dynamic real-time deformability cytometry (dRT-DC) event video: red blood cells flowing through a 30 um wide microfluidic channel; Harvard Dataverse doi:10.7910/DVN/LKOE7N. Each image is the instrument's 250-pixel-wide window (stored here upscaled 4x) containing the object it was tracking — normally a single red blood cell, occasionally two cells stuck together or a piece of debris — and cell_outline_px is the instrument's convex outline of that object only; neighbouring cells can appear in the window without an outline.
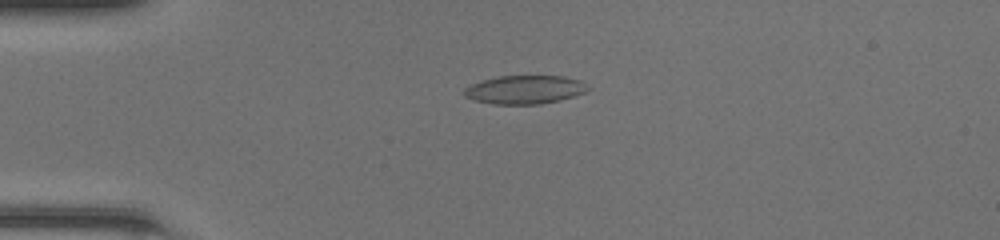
{"species": "common noctule bat (a hibernating species)", "species_latin": "Nyctalus noctula", "temperature_condition": "room temperature", "stored_images_in_passage": 43, "camera_frame_rate_fps": 3000, "um_per_image_px": 0.085, "animal": {"sex": "female", "body_mass_g": 20.0, "forearm_length_mm": 54.0}, "frame": {"image": 1, "passage_image": 7, "time_ms": 2.0, "image_size_px": [1000, 240], "cell_outline_px": [[588, 88], [584, 92], [560, 100], [540, 104], [492, 104], [472, 100], [464, 96], [464, 88], [472, 84], [484, 80], [500, 76], [564, 76], [580, 80]], "centroid_in_image_um": [44.56, 7.62], "position_along_channel_um": 40.4, "area_um2": 20.35}}
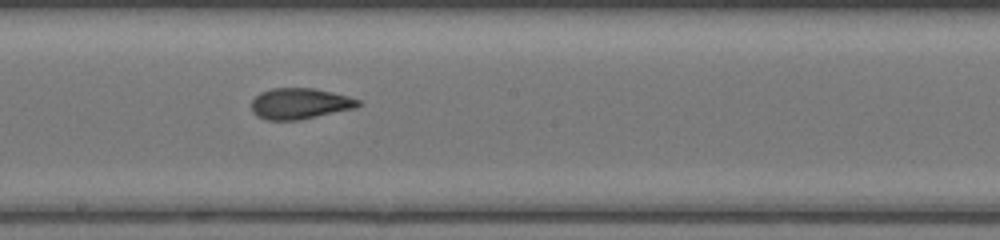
{"frame": {"image": 2, "passage_image": 22, "time_ms": 7.0, "image_size_px": [1000, 240], "cell_outline_px": [[364, 104], [356, 108], [300, 120], [264, 120], [256, 116], [252, 112], [252, 100], [260, 92], [272, 88], [316, 88], [348, 96], [360, 100]], "centroid_in_image_um": [25.5, 8.81], "position_along_channel_um": 222.7, "area_um2": 19.54}}
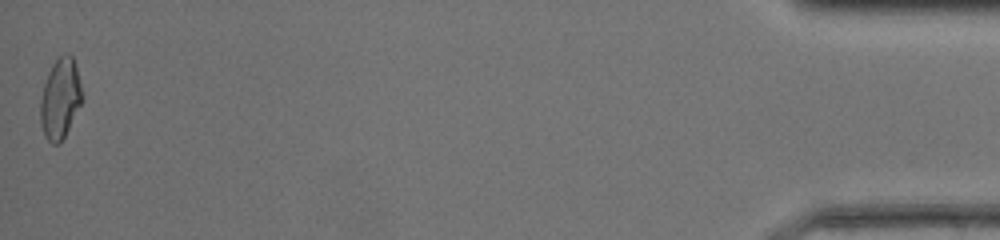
{"frame": {"image": 3, "passage_image": 43, "time_ms": 14.0, "image_size_px": [1000, 240], "cell_outline_px": [[84, 96], [60, 144], [52, 144], [44, 136], [40, 124], [40, 100], [44, 84], [48, 72], [52, 64], [64, 52], [68, 52], [72, 56], [76, 68]], "centroid_in_image_um": [5.1, 8.37], "position_along_channel_um": 430.1, "area_um2": 19.48}, "authors_computed_cell_mechanics": {"area_um2": 19.652, "velocity_mm_per_s": 4.3193, "shape_relaxation_time_tau1_ms": null, "shape_relaxation_time_tau2_ms": 1.8604, "deformation_change_tau1": null, "deformation_change_tau2": 0.0794}}